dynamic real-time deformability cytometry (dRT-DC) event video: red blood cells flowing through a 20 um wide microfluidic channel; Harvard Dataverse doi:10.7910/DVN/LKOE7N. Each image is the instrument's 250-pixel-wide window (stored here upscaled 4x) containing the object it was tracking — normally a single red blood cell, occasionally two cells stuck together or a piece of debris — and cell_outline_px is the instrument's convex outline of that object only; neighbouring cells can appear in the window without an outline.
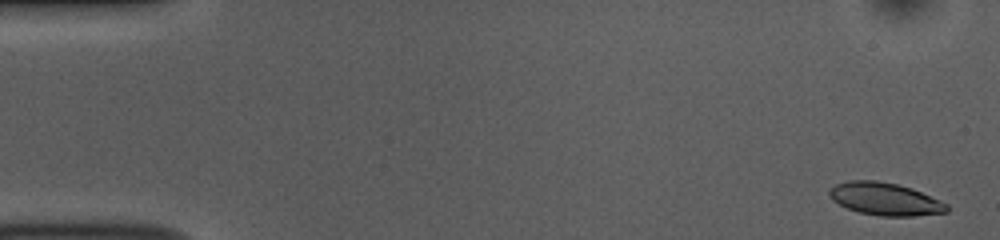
{"species": "common noctule bat (a hibernating species)", "species_latin": "Nyctalus noctula", "temperature_condition": "room temperature", "stored_images_in_passage": 52, "camera_frame_rate_fps": 3000, "um_per_image_px": 0.085, "animal": {"sex": "female", "body_mass_g": 10.0, "forearm_length_mm": 53.1}, "frame": {"image": 1, "passage_image": 2, "time_ms": 0.333, "image_size_px": [1000, 240], "cell_outline_px": [[948, 212], [912, 216], [880, 216], [860, 212], [848, 208], [832, 200], [828, 196], [828, 192], [836, 184], [848, 180], [876, 180], [896, 184], [912, 188], [940, 200], [948, 204]], "centroid_in_image_um": [75.23, 16.91], "position_along_channel_um": 9.8, "area_um2": 22.25}}
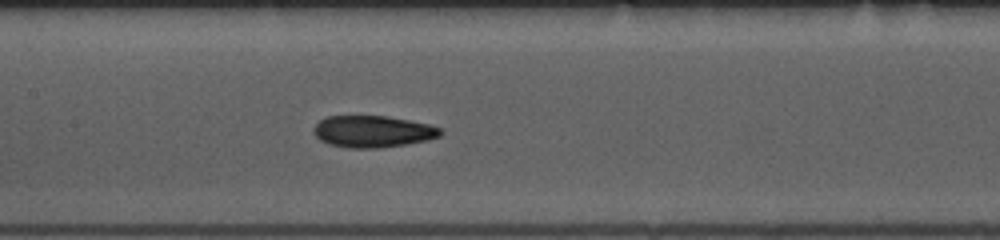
{"frame": {"image": 2, "passage_image": 25, "time_ms": 8.0, "image_size_px": [1000, 240], "cell_outline_px": [[444, 132], [440, 136], [428, 140], [380, 148], [348, 148], [328, 144], [320, 140], [312, 132], [312, 128], [320, 120], [328, 116], [388, 116], [428, 124], [440, 128]], "centroid_in_image_um": [31.66, 11.18], "position_along_channel_um": 175.7, "area_um2": 23.52}}
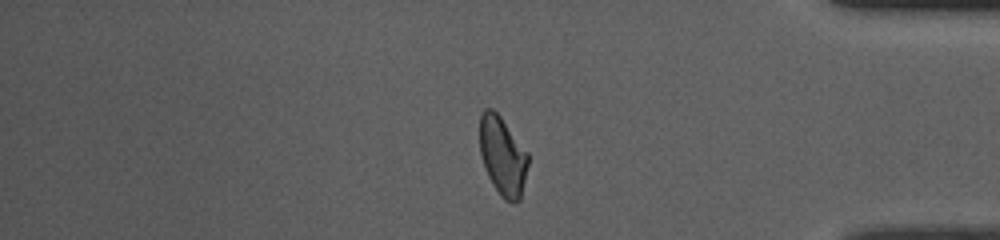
{"frame": {"image": 3, "passage_image": 44, "time_ms": 14.333, "image_size_px": [1000, 240], "cell_outline_px": [[528, 164], [520, 200], [512, 204], [504, 200], [500, 196], [492, 184], [488, 176], [480, 152], [480, 112], [484, 108], [492, 108], [500, 116], [528, 152]], "centroid_in_image_um": [42.72, 13.27], "position_along_channel_um": 392.5, "area_um2": 22.25}, "authors_computed_cell_mechanics": {"area_um2": 22.9466, "velocity_mm_per_s": 3.8263, "shape_relaxation_time_tau1_ms": 5.9909, "shape_relaxation_time_tau2_ms": 3.0443, "deformation_change_tau1": 0.1776, "deformation_change_tau2": 0.1019}}